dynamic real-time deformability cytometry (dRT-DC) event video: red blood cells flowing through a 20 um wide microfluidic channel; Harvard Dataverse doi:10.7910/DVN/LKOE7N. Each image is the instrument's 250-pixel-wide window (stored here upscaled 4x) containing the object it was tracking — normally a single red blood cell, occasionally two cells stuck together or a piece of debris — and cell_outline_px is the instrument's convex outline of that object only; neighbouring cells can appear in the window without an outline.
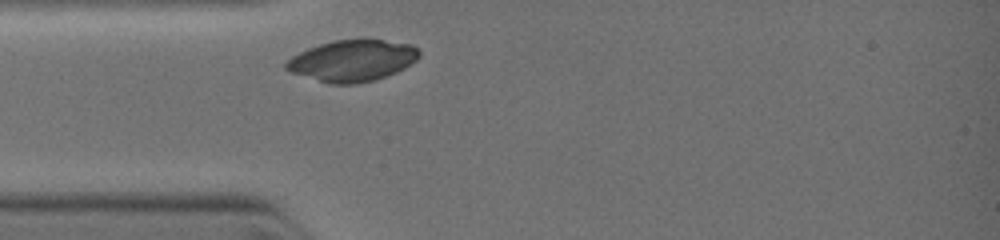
{"species": "common noctule bat (a hibernating species)", "species_latin": "Nyctalus noctula", "temperature_condition": "warm", "stored_images_in_passage": 1, "camera_frame_rate_fps": 3000, "um_per_image_px": 0.085, "animal": {"sex": "female", "body_mass_g": 19.0, "forearm_length_mm": 51.5}, "frame": {"image": 1, "passage_image": 1, "time_ms": 0.0, "image_size_px": [1000, 240], "cell_outline_px": [[420, 56], [416, 60], [404, 68], [396, 72], [376, 80], [356, 84], [328, 84], [292, 72], [284, 68], [284, 64], [292, 56], [308, 48], [320, 44], [336, 40], [364, 36], [368, 36], [412, 44], [420, 48]], "centroid_in_image_um": [30.01, 5.11], "position_along_channel_um": 55.0, "area_um2": 33.0}}